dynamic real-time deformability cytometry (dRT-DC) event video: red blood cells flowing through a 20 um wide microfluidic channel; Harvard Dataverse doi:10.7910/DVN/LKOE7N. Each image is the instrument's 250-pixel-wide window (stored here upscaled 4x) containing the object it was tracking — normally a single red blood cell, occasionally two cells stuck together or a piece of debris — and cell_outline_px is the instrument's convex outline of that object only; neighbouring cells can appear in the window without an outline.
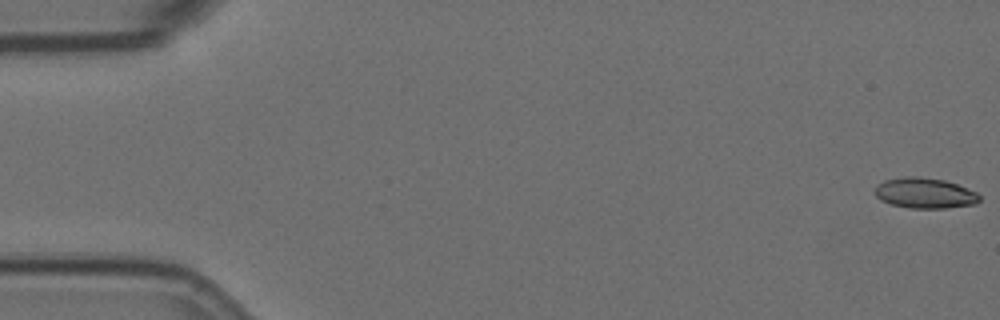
{"species": "Egyptian fruit bat (a non-hibernating species)", "species_latin": "Rousettus aegyptiacus", "temperature_condition": "room temperature", "stored_images_in_passage": 31, "camera_frame_rate_fps": 3000, "um_per_image_px": 0.085, "animal": {"sex": "female"}, "frame": {"image": 1, "passage_image": 1, "time_ms": 0.0, "image_size_px": [1000, 320], "cell_outline_px": [[980, 200], [976, 204], [944, 208], [912, 208], [892, 204], [880, 200], [876, 196], [876, 184], [884, 180], [904, 176], [920, 176], [944, 180], [956, 184], [976, 192], [980, 196]], "centroid_in_image_um": [78.6, 16.4], "position_along_channel_um": 6.4, "area_um2": 18.55}}
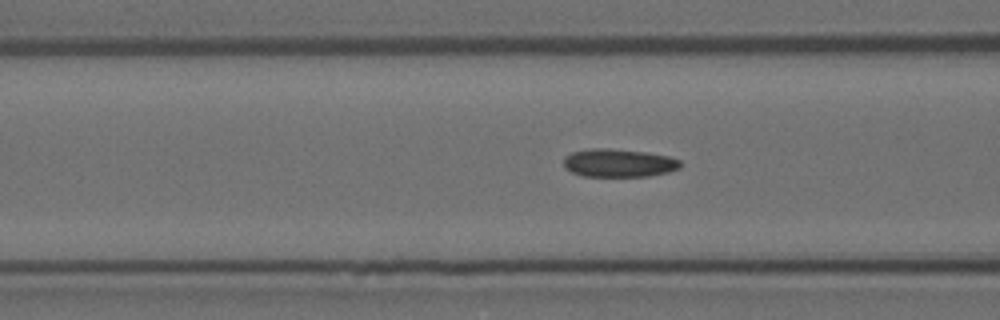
{"frame": {"image": 2, "passage_image": 22, "time_ms": 7.0, "image_size_px": [1000, 320], "cell_outline_px": [[680, 168], [668, 172], [648, 176], [580, 176], [564, 168], [564, 156], [572, 152], [592, 148], [608, 148], [648, 152], [668, 156], [680, 160]], "centroid_in_image_um": [52.57, 13.85], "position_along_channel_um": 114.0, "area_um2": 19.25}}
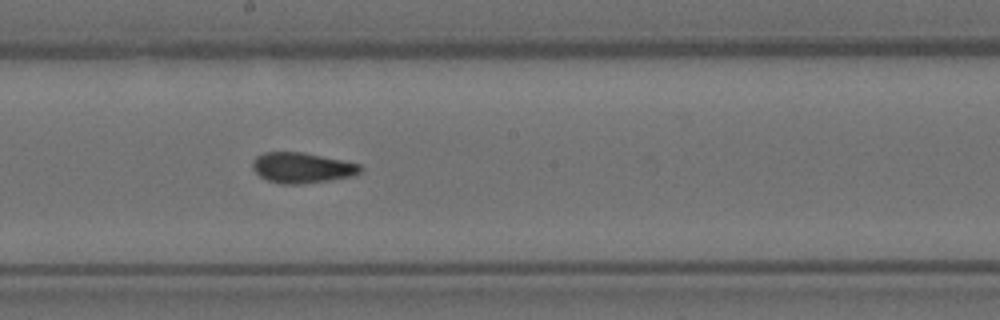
{"frame": {"image": 3, "passage_image": 31, "time_ms": 10.0, "image_size_px": [1000, 320], "cell_outline_px": [[360, 172], [356, 176], [304, 184], [280, 184], [268, 180], [260, 176], [252, 168], [252, 160], [256, 156], [264, 152], [304, 152], [360, 164]], "centroid_in_image_um": [25.66, 14.26], "position_along_channel_um": 222.5, "area_um2": 19.25}}